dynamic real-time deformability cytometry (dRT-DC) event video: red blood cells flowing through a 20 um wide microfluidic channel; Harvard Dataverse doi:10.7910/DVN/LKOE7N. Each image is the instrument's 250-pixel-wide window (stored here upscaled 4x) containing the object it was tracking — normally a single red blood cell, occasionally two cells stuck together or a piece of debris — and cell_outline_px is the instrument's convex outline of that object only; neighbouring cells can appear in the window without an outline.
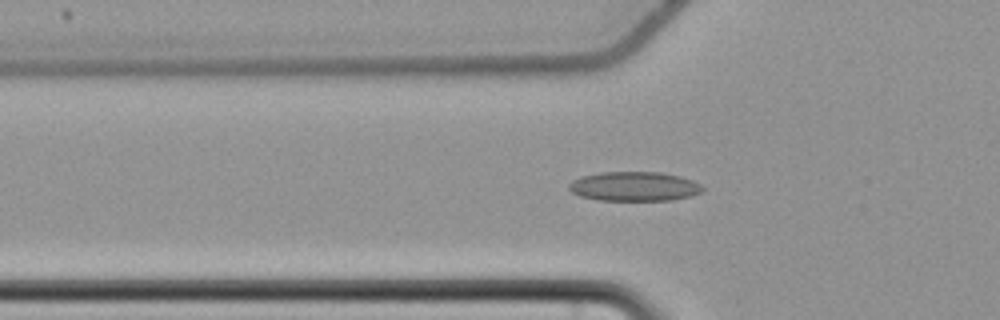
{"species": "common noctule bat (a hibernating species)", "species_latin": "Nyctalus noctula", "temperature_condition": "cold", "stored_images_in_passage": 51, "segment_of_instrument_passage": [1, 2], "camera_frame_rate_fps": 3000, "um_per_image_px": 0.085, "animal": {"sex": "female", "body_mass_g": 22.7, "forearm_length_mm": 54.2}, "frame": {"image": 1, "passage_image": 13, "time_ms": 4.0, "image_size_px": [1000, 320], "cell_outline_px": [[704, 188], [700, 192], [688, 196], [672, 200], [600, 200], [580, 196], [572, 192], [568, 188], [568, 184], [572, 180], [580, 176], [600, 172], [660, 172], [680, 176], [692, 180], [700, 184]], "centroid_in_image_um": [53.87, 15.83], "position_along_channel_um": 71.9, "area_um2": 22.83}}
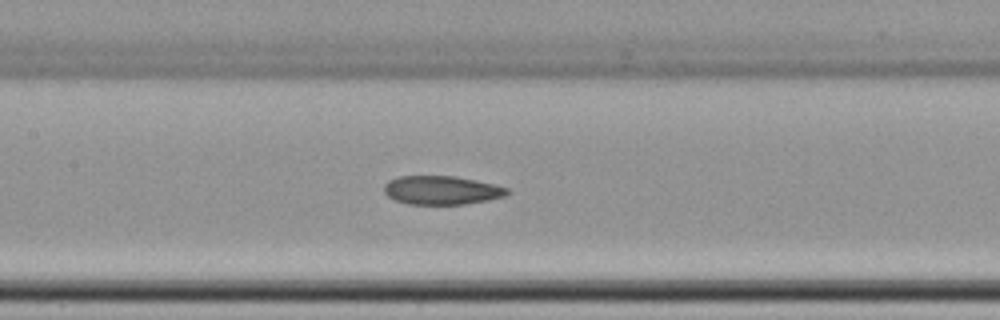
{"frame": {"image": 2, "passage_image": 21, "time_ms": 6.667, "image_size_px": [1000, 320], "cell_outline_px": [[512, 192], [504, 196], [488, 200], [464, 204], [408, 204], [396, 200], [388, 196], [384, 192], [384, 184], [388, 180], [400, 176], [452, 176], [476, 180], [496, 184], [508, 188]], "centroid_in_image_um": [37.56, 16.16], "position_along_channel_um": 169.8, "area_um2": 20.63}}
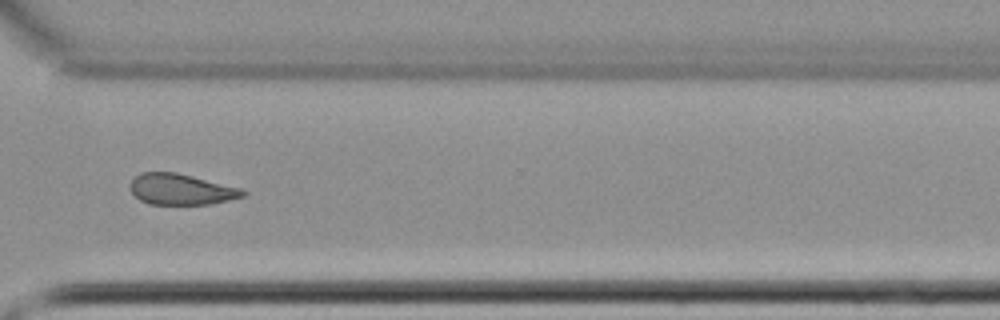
{"frame": {"image": 3, "passage_image": 36, "time_ms": 11.667, "image_size_px": [1000, 320], "cell_outline_px": [[248, 192], [244, 196], [212, 204], [148, 204], [140, 200], [132, 192], [128, 184], [140, 172], [176, 172], [240, 188]], "centroid_in_image_um": [15.37, 16.09], "position_along_channel_um": 355.2, "area_um2": 20.23}}